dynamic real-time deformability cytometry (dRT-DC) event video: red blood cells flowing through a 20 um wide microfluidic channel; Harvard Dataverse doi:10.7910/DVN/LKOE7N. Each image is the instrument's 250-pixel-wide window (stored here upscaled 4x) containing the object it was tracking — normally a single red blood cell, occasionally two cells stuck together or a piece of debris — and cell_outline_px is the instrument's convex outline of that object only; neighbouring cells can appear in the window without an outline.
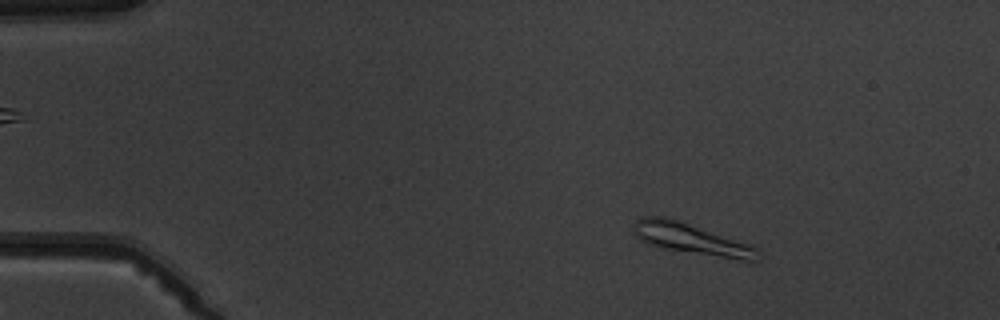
{"species": "common noctule bat (a hibernating species)", "species_latin": "Nyctalus noctula", "temperature_condition": "warm", "stored_images_in_passage": 4, "camera_frame_rate_fps": 3000, "um_per_image_px": 0.085, "animal": {"sex": "male", "body_mass_g": 19.5, "forearm_length_mm": 54.6}, "frame": {"image": 1, "passage_image": 1, "time_ms": 0.0, "image_size_px": [1000, 320], "cell_outline_px": [[764, 256], [756, 260], [744, 260], [664, 248], [648, 244], [636, 236], [632, 224], [636, 220], [644, 216], [668, 216], [752, 244]], "centroid_in_image_um": [58.8, 20.28], "position_along_channel_um": 26.2, "area_um2": 22.43}}